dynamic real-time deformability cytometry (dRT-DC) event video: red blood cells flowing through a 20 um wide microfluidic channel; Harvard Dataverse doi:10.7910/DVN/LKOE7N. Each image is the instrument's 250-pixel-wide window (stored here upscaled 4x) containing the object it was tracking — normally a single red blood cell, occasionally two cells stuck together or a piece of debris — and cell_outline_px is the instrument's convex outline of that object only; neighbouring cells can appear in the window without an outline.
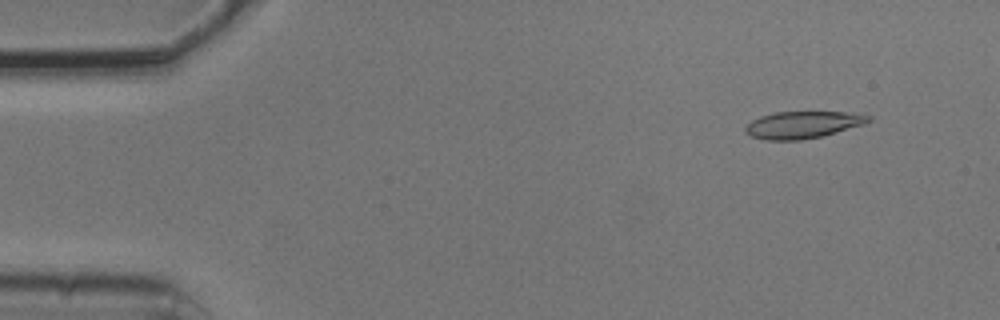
{"species": "common noctule bat (a hibernating species)", "species_latin": "Nyctalus noctula", "temperature_condition": "cold", "stored_images_in_passage": 2, "camera_frame_rate_fps": 3000, "um_per_image_px": 0.085, "animal": {"sex": "male", "body_mass_g": 20.5, "forearm_length_mm": 52.5}, "frame": {"image": 1, "passage_image": 2, "time_ms": 0.333, "image_size_px": [1000, 320], "cell_outline_px": [[872, 120], [864, 124], [824, 136], [800, 140], [764, 140], [752, 136], [744, 132], [744, 128], [752, 120], [760, 116], [776, 112], [844, 112], [872, 116]], "centroid_in_image_um": [68.23, 10.61], "position_along_channel_um": 16.8, "area_um2": 19.42}}